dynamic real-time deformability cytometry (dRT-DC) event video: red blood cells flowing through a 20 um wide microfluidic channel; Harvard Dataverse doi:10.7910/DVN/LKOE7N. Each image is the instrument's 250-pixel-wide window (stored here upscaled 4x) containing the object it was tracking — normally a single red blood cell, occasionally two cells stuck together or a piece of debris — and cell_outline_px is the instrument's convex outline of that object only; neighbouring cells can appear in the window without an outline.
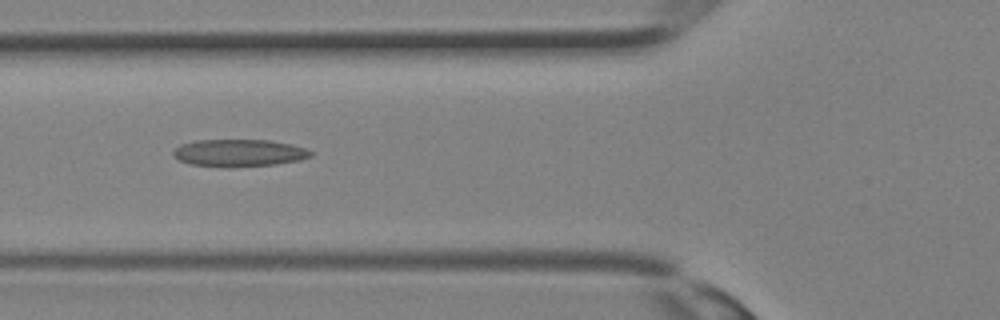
{"species": "Egyptian fruit bat (a non-hibernating species)", "species_latin": "Rousettus aegyptiacus", "temperature_condition": "room temperature", "stored_images_in_passage": 31, "camera_frame_rate_fps": 3000, "um_per_image_px": 0.085, "animal": {"sex": "female"}, "frame": {"image": 1, "passage_image": 11, "time_ms": 3.333, "image_size_px": [1000, 320], "cell_outline_px": [[312, 156], [300, 160], [276, 164], [224, 168], [192, 164], [180, 160], [172, 156], [172, 152], [180, 144], [196, 140], [272, 140], [292, 144], [304, 148], [312, 152]], "centroid_in_image_um": [20.31, 13.0], "position_along_channel_um": 105.5, "area_um2": 22.02}}
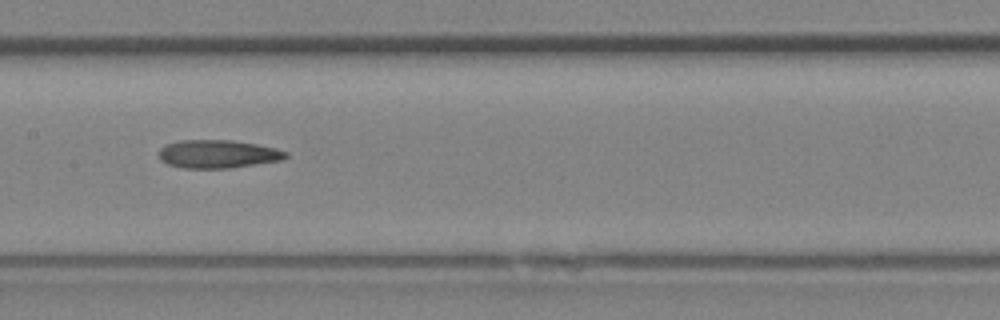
{"frame": {"image": 2, "passage_image": 15, "time_ms": 4.667, "image_size_px": [1000, 320], "cell_outline_px": [[288, 156], [284, 160], [228, 168], [184, 168], [168, 164], [160, 160], [160, 148], [164, 144], [180, 140], [232, 140], [256, 144], [276, 148], [288, 152]], "centroid_in_image_um": [18.53, 13.08], "position_along_channel_um": 188.9, "area_um2": 20.92}}
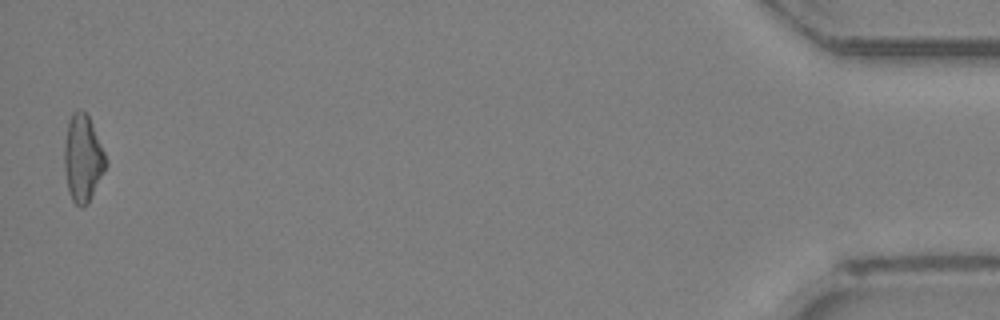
{"frame": {"image": 3, "passage_image": 31, "time_ms": 10.0, "image_size_px": [1000, 320], "cell_outline_px": [[108, 164], [88, 204], [80, 208], [72, 200], [68, 192], [64, 168], [64, 144], [68, 120], [72, 112], [80, 108], [88, 116], [92, 124], [108, 160]], "centroid_in_image_um": [7.03, 13.47], "position_along_channel_um": 428.2, "area_um2": 21.27}}